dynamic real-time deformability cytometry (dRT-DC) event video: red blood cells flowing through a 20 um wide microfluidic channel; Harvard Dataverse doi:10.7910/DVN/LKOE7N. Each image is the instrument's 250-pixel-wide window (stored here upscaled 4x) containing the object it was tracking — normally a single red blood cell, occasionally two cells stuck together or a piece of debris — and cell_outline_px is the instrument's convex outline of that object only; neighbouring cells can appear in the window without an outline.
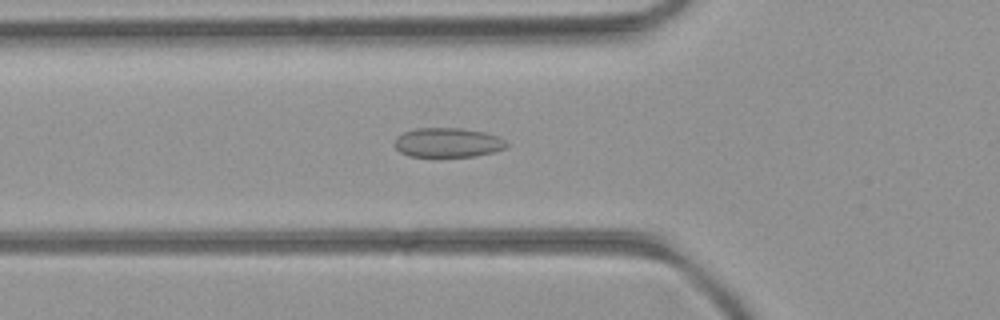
{"species": "common noctule bat (a hibernating species)", "species_latin": "Nyctalus noctula", "temperature_condition": "room temperature", "stored_images_in_passage": 45, "camera_frame_rate_fps": 3000, "um_per_image_px": 0.085, "animal": {"sex": "female", "body_mass_g": 21.9}, "frame": {"image": 1, "passage_image": 11, "time_ms": 3.333, "image_size_px": [1000, 320], "cell_outline_px": [[508, 144], [504, 148], [492, 152], [476, 156], [408, 156], [400, 152], [392, 144], [396, 136], [404, 132], [416, 128], [460, 128], [484, 132], [500, 136]], "centroid_in_image_um": [38.02, 12.11], "position_along_channel_um": 87.8, "area_um2": 19.25}}
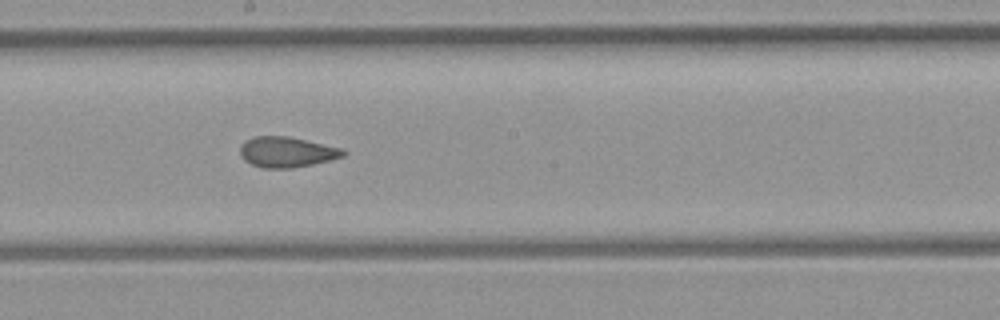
{"frame": {"image": 2, "passage_image": 21, "time_ms": 6.667, "image_size_px": [1000, 320], "cell_outline_px": [[348, 152], [344, 156], [332, 160], [292, 168], [264, 168], [252, 164], [244, 160], [240, 156], [240, 144], [244, 140], [252, 136], [288, 136], [344, 148]], "centroid_in_image_um": [24.38, 12.91], "position_along_channel_um": 223.8, "area_um2": 18.61}}
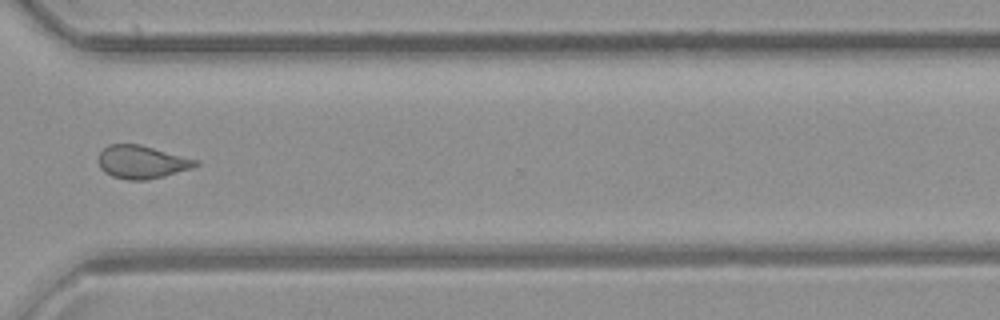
{"frame": {"image": 3, "passage_image": 31, "time_ms": 10.0, "image_size_px": [1000, 320], "cell_outline_px": [[200, 164], [192, 168], [164, 176], [144, 180], [128, 180], [112, 176], [104, 172], [100, 168], [100, 152], [108, 144], [140, 144], [200, 160]], "centroid_in_image_um": [12.09, 13.77], "position_along_channel_um": 358.5, "area_um2": 18.73}, "authors_computed_cell_mechanics": {"area_um2": 18.9006, "velocity_mm_per_s": 4.0545, "shape_relaxation_time_tau1_ms": null, "shape_relaxation_time_tau2_ms": 1.7746, "deformation_change_tau1": null, "deformation_change_tau2": 0.0903}}